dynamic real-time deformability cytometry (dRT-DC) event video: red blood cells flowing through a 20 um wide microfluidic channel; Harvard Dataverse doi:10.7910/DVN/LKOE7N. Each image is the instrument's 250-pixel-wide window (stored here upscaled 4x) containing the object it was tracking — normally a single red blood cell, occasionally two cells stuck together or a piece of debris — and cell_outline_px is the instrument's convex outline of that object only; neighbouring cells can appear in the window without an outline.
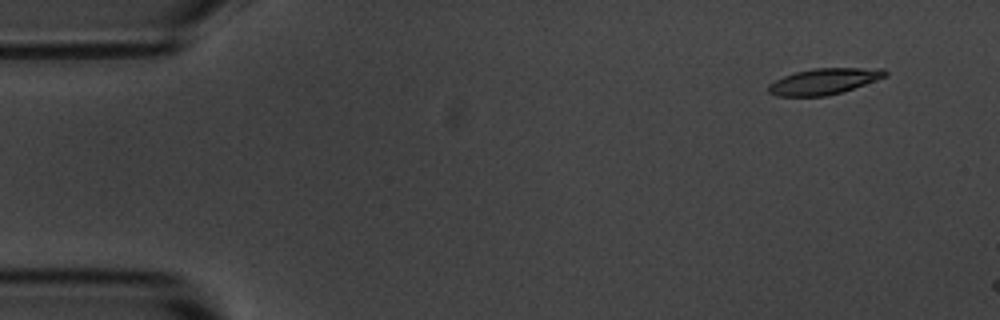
{"species": "common noctule bat (a hibernating species)", "species_latin": "Nyctalus noctula", "temperature_condition": "room temperature", "stored_images_in_passage": 2, "camera_frame_rate_fps": 3000, "um_per_image_px": 0.085, "animal": {"sex": "male", "body_mass_g": 20.1, "forearm_length_mm": 53.5}, "frame": {"image": 1, "passage_image": 2, "time_ms": 1.333, "image_size_px": [1000, 320], "cell_outline_px": [[888, 76], [828, 96], [776, 96], [768, 92], [768, 84], [784, 76], [796, 72], [812, 68], [884, 68], [888, 72]], "centroid_in_image_um": [70.04, 6.91], "position_along_channel_um": 15.0, "area_um2": 17.63}}